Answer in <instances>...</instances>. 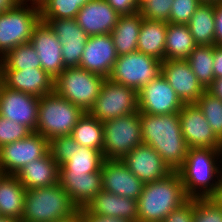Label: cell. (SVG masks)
<instances>
[{
    "mask_svg": "<svg viewBox=\"0 0 222 222\" xmlns=\"http://www.w3.org/2000/svg\"><path fill=\"white\" fill-rule=\"evenodd\" d=\"M140 122L143 144L154 148L171 171H178L183 166L188 151L181 131L179 113H140Z\"/></svg>",
    "mask_w": 222,
    "mask_h": 222,
    "instance_id": "cell-1",
    "label": "cell"
},
{
    "mask_svg": "<svg viewBox=\"0 0 222 222\" xmlns=\"http://www.w3.org/2000/svg\"><path fill=\"white\" fill-rule=\"evenodd\" d=\"M220 164L222 165V149L188 148L184 164L178 173L190 199L211 198L215 194L222 178Z\"/></svg>",
    "mask_w": 222,
    "mask_h": 222,
    "instance_id": "cell-2",
    "label": "cell"
},
{
    "mask_svg": "<svg viewBox=\"0 0 222 222\" xmlns=\"http://www.w3.org/2000/svg\"><path fill=\"white\" fill-rule=\"evenodd\" d=\"M189 199L178 171H172L160 180L144 183L137 199L138 222H163L169 213Z\"/></svg>",
    "mask_w": 222,
    "mask_h": 222,
    "instance_id": "cell-3",
    "label": "cell"
},
{
    "mask_svg": "<svg viewBox=\"0 0 222 222\" xmlns=\"http://www.w3.org/2000/svg\"><path fill=\"white\" fill-rule=\"evenodd\" d=\"M79 210L59 183L27 189L21 222H57Z\"/></svg>",
    "mask_w": 222,
    "mask_h": 222,
    "instance_id": "cell-4",
    "label": "cell"
},
{
    "mask_svg": "<svg viewBox=\"0 0 222 222\" xmlns=\"http://www.w3.org/2000/svg\"><path fill=\"white\" fill-rule=\"evenodd\" d=\"M84 113L53 91L40 97L35 132L49 141L57 136L70 135Z\"/></svg>",
    "mask_w": 222,
    "mask_h": 222,
    "instance_id": "cell-5",
    "label": "cell"
},
{
    "mask_svg": "<svg viewBox=\"0 0 222 222\" xmlns=\"http://www.w3.org/2000/svg\"><path fill=\"white\" fill-rule=\"evenodd\" d=\"M29 4L22 1L15 8L0 13V59L16 46L30 42L41 16L39 3L30 1Z\"/></svg>",
    "mask_w": 222,
    "mask_h": 222,
    "instance_id": "cell-6",
    "label": "cell"
},
{
    "mask_svg": "<svg viewBox=\"0 0 222 222\" xmlns=\"http://www.w3.org/2000/svg\"><path fill=\"white\" fill-rule=\"evenodd\" d=\"M105 79L81 67H69L54 80V91L84 112H88L99 96Z\"/></svg>",
    "mask_w": 222,
    "mask_h": 222,
    "instance_id": "cell-7",
    "label": "cell"
},
{
    "mask_svg": "<svg viewBox=\"0 0 222 222\" xmlns=\"http://www.w3.org/2000/svg\"><path fill=\"white\" fill-rule=\"evenodd\" d=\"M103 128L104 159L121 160L136 146L143 144L139 111L104 121Z\"/></svg>",
    "mask_w": 222,
    "mask_h": 222,
    "instance_id": "cell-8",
    "label": "cell"
},
{
    "mask_svg": "<svg viewBox=\"0 0 222 222\" xmlns=\"http://www.w3.org/2000/svg\"><path fill=\"white\" fill-rule=\"evenodd\" d=\"M162 61L141 52L118 56L108 79L139 91L161 74Z\"/></svg>",
    "mask_w": 222,
    "mask_h": 222,
    "instance_id": "cell-9",
    "label": "cell"
},
{
    "mask_svg": "<svg viewBox=\"0 0 222 222\" xmlns=\"http://www.w3.org/2000/svg\"><path fill=\"white\" fill-rule=\"evenodd\" d=\"M138 112V91L106 78L88 113L101 122Z\"/></svg>",
    "mask_w": 222,
    "mask_h": 222,
    "instance_id": "cell-10",
    "label": "cell"
},
{
    "mask_svg": "<svg viewBox=\"0 0 222 222\" xmlns=\"http://www.w3.org/2000/svg\"><path fill=\"white\" fill-rule=\"evenodd\" d=\"M49 140L36 132L0 148V166L5 175H16L26 164L49 153Z\"/></svg>",
    "mask_w": 222,
    "mask_h": 222,
    "instance_id": "cell-11",
    "label": "cell"
},
{
    "mask_svg": "<svg viewBox=\"0 0 222 222\" xmlns=\"http://www.w3.org/2000/svg\"><path fill=\"white\" fill-rule=\"evenodd\" d=\"M184 103L160 74L138 91V111L152 115L179 113Z\"/></svg>",
    "mask_w": 222,
    "mask_h": 222,
    "instance_id": "cell-12",
    "label": "cell"
},
{
    "mask_svg": "<svg viewBox=\"0 0 222 222\" xmlns=\"http://www.w3.org/2000/svg\"><path fill=\"white\" fill-rule=\"evenodd\" d=\"M40 97L5 87L0 83V116L36 131Z\"/></svg>",
    "mask_w": 222,
    "mask_h": 222,
    "instance_id": "cell-13",
    "label": "cell"
},
{
    "mask_svg": "<svg viewBox=\"0 0 222 222\" xmlns=\"http://www.w3.org/2000/svg\"><path fill=\"white\" fill-rule=\"evenodd\" d=\"M181 131L188 148L222 149L202 111L195 103L184 104L179 112Z\"/></svg>",
    "mask_w": 222,
    "mask_h": 222,
    "instance_id": "cell-14",
    "label": "cell"
},
{
    "mask_svg": "<svg viewBox=\"0 0 222 222\" xmlns=\"http://www.w3.org/2000/svg\"><path fill=\"white\" fill-rule=\"evenodd\" d=\"M161 74L184 104L195 103L205 91L187 60L162 61Z\"/></svg>",
    "mask_w": 222,
    "mask_h": 222,
    "instance_id": "cell-15",
    "label": "cell"
},
{
    "mask_svg": "<svg viewBox=\"0 0 222 222\" xmlns=\"http://www.w3.org/2000/svg\"><path fill=\"white\" fill-rule=\"evenodd\" d=\"M117 58L110 34L88 36L79 67L108 78Z\"/></svg>",
    "mask_w": 222,
    "mask_h": 222,
    "instance_id": "cell-16",
    "label": "cell"
},
{
    "mask_svg": "<svg viewBox=\"0 0 222 222\" xmlns=\"http://www.w3.org/2000/svg\"><path fill=\"white\" fill-rule=\"evenodd\" d=\"M30 43L39 55L41 68L54 80L65 69L62 58V45L58 37L43 21L34 27Z\"/></svg>",
    "mask_w": 222,
    "mask_h": 222,
    "instance_id": "cell-17",
    "label": "cell"
},
{
    "mask_svg": "<svg viewBox=\"0 0 222 222\" xmlns=\"http://www.w3.org/2000/svg\"><path fill=\"white\" fill-rule=\"evenodd\" d=\"M49 25L62 45L65 68L79 67L88 35L78 25L76 19L41 20Z\"/></svg>",
    "mask_w": 222,
    "mask_h": 222,
    "instance_id": "cell-18",
    "label": "cell"
},
{
    "mask_svg": "<svg viewBox=\"0 0 222 222\" xmlns=\"http://www.w3.org/2000/svg\"><path fill=\"white\" fill-rule=\"evenodd\" d=\"M121 161L143 183L160 180L172 172L160 154L145 144L136 146Z\"/></svg>",
    "mask_w": 222,
    "mask_h": 222,
    "instance_id": "cell-19",
    "label": "cell"
},
{
    "mask_svg": "<svg viewBox=\"0 0 222 222\" xmlns=\"http://www.w3.org/2000/svg\"><path fill=\"white\" fill-rule=\"evenodd\" d=\"M102 189L118 196L137 200L144 183L118 159H105L101 167Z\"/></svg>",
    "mask_w": 222,
    "mask_h": 222,
    "instance_id": "cell-20",
    "label": "cell"
},
{
    "mask_svg": "<svg viewBox=\"0 0 222 222\" xmlns=\"http://www.w3.org/2000/svg\"><path fill=\"white\" fill-rule=\"evenodd\" d=\"M83 215H97L138 222L137 200L101 190L89 204L80 209Z\"/></svg>",
    "mask_w": 222,
    "mask_h": 222,
    "instance_id": "cell-21",
    "label": "cell"
},
{
    "mask_svg": "<svg viewBox=\"0 0 222 222\" xmlns=\"http://www.w3.org/2000/svg\"><path fill=\"white\" fill-rule=\"evenodd\" d=\"M119 16L106 0H91L79 10L76 20L88 36H93L110 34Z\"/></svg>",
    "mask_w": 222,
    "mask_h": 222,
    "instance_id": "cell-22",
    "label": "cell"
},
{
    "mask_svg": "<svg viewBox=\"0 0 222 222\" xmlns=\"http://www.w3.org/2000/svg\"><path fill=\"white\" fill-rule=\"evenodd\" d=\"M1 83L7 88L38 97L54 91V79L42 68L1 70Z\"/></svg>",
    "mask_w": 222,
    "mask_h": 222,
    "instance_id": "cell-23",
    "label": "cell"
},
{
    "mask_svg": "<svg viewBox=\"0 0 222 222\" xmlns=\"http://www.w3.org/2000/svg\"><path fill=\"white\" fill-rule=\"evenodd\" d=\"M59 184L79 208H85L102 190V173L59 172Z\"/></svg>",
    "mask_w": 222,
    "mask_h": 222,
    "instance_id": "cell-24",
    "label": "cell"
},
{
    "mask_svg": "<svg viewBox=\"0 0 222 222\" xmlns=\"http://www.w3.org/2000/svg\"><path fill=\"white\" fill-rule=\"evenodd\" d=\"M59 165L51 153L25 165L15 176L25 189L49 187L59 183Z\"/></svg>",
    "mask_w": 222,
    "mask_h": 222,
    "instance_id": "cell-25",
    "label": "cell"
},
{
    "mask_svg": "<svg viewBox=\"0 0 222 222\" xmlns=\"http://www.w3.org/2000/svg\"><path fill=\"white\" fill-rule=\"evenodd\" d=\"M143 16L140 12L120 15L110 33L118 56L137 51V43Z\"/></svg>",
    "mask_w": 222,
    "mask_h": 222,
    "instance_id": "cell-26",
    "label": "cell"
},
{
    "mask_svg": "<svg viewBox=\"0 0 222 222\" xmlns=\"http://www.w3.org/2000/svg\"><path fill=\"white\" fill-rule=\"evenodd\" d=\"M168 22L143 18L139 32L137 51L165 60V41Z\"/></svg>",
    "mask_w": 222,
    "mask_h": 222,
    "instance_id": "cell-27",
    "label": "cell"
},
{
    "mask_svg": "<svg viewBox=\"0 0 222 222\" xmlns=\"http://www.w3.org/2000/svg\"><path fill=\"white\" fill-rule=\"evenodd\" d=\"M26 189L15 175L0 179V216L21 220Z\"/></svg>",
    "mask_w": 222,
    "mask_h": 222,
    "instance_id": "cell-28",
    "label": "cell"
},
{
    "mask_svg": "<svg viewBox=\"0 0 222 222\" xmlns=\"http://www.w3.org/2000/svg\"><path fill=\"white\" fill-rule=\"evenodd\" d=\"M197 44L187 24L168 23L165 41V60H186Z\"/></svg>",
    "mask_w": 222,
    "mask_h": 222,
    "instance_id": "cell-29",
    "label": "cell"
},
{
    "mask_svg": "<svg viewBox=\"0 0 222 222\" xmlns=\"http://www.w3.org/2000/svg\"><path fill=\"white\" fill-rule=\"evenodd\" d=\"M187 25L197 45H215V3H201Z\"/></svg>",
    "mask_w": 222,
    "mask_h": 222,
    "instance_id": "cell-30",
    "label": "cell"
},
{
    "mask_svg": "<svg viewBox=\"0 0 222 222\" xmlns=\"http://www.w3.org/2000/svg\"><path fill=\"white\" fill-rule=\"evenodd\" d=\"M104 160L101 151L79 145L75 141L71 158L59 167V172H101Z\"/></svg>",
    "mask_w": 222,
    "mask_h": 222,
    "instance_id": "cell-31",
    "label": "cell"
},
{
    "mask_svg": "<svg viewBox=\"0 0 222 222\" xmlns=\"http://www.w3.org/2000/svg\"><path fill=\"white\" fill-rule=\"evenodd\" d=\"M70 136L79 144L103 151V122L85 112L73 128Z\"/></svg>",
    "mask_w": 222,
    "mask_h": 222,
    "instance_id": "cell-32",
    "label": "cell"
},
{
    "mask_svg": "<svg viewBox=\"0 0 222 222\" xmlns=\"http://www.w3.org/2000/svg\"><path fill=\"white\" fill-rule=\"evenodd\" d=\"M186 60L199 83L207 90L215 79L214 45H197Z\"/></svg>",
    "mask_w": 222,
    "mask_h": 222,
    "instance_id": "cell-33",
    "label": "cell"
},
{
    "mask_svg": "<svg viewBox=\"0 0 222 222\" xmlns=\"http://www.w3.org/2000/svg\"><path fill=\"white\" fill-rule=\"evenodd\" d=\"M28 68H41L39 55L30 42L16 46L0 59L1 70Z\"/></svg>",
    "mask_w": 222,
    "mask_h": 222,
    "instance_id": "cell-34",
    "label": "cell"
},
{
    "mask_svg": "<svg viewBox=\"0 0 222 222\" xmlns=\"http://www.w3.org/2000/svg\"><path fill=\"white\" fill-rule=\"evenodd\" d=\"M91 0H40L41 20L76 19L79 10Z\"/></svg>",
    "mask_w": 222,
    "mask_h": 222,
    "instance_id": "cell-35",
    "label": "cell"
},
{
    "mask_svg": "<svg viewBox=\"0 0 222 222\" xmlns=\"http://www.w3.org/2000/svg\"><path fill=\"white\" fill-rule=\"evenodd\" d=\"M195 104L204 114L215 136L222 142V101L205 90Z\"/></svg>",
    "mask_w": 222,
    "mask_h": 222,
    "instance_id": "cell-36",
    "label": "cell"
},
{
    "mask_svg": "<svg viewBox=\"0 0 222 222\" xmlns=\"http://www.w3.org/2000/svg\"><path fill=\"white\" fill-rule=\"evenodd\" d=\"M193 222H222V208L211 198H194Z\"/></svg>",
    "mask_w": 222,
    "mask_h": 222,
    "instance_id": "cell-37",
    "label": "cell"
},
{
    "mask_svg": "<svg viewBox=\"0 0 222 222\" xmlns=\"http://www.w3.org/2000/svg\"><path fill=\"white\" fill-rule=\"evenodd\" d=\"M174 0H144L140 4L143 18L169 22V13Z\"/></svg>",
    "mask_w": 222,
    "mask_h": 222,
    "instance_id": "cell-38",
    "label": "cell"
},
{
    "mask_svg": "<svg viewBox=\"0 0 222 222\" xmlns=\"http://www.w3.org/2000/svg\"><path fill=\"white\" fill-rule=\"evenodd\" d=\"M201 3L200 0H174L169 13L168 23L188 24Z\"/></svg>",
    "mask_w": 222,
    "mask_h": 222,
    "instance_id": "cell-39",
    "label": "cell"
},
{
    "mask_svg": "<svg viewBox=\"0 0 222 222\" xmlns=\"http://www.w3.org/2000/svg\"><path fill=\"white\" fill-rule=\"evenodd\" d=\"M32 132L24 125L0 116V148L26 138Z\"/></svg>",
    "mask_w": 222,
    "mask_h": 222,
    "instance_id": "cell-40",
    "label": "cell"
},
{
    "mask_svg": "<svg viewBox=\"0 0 222 222\" xmlns=\"http://www.w3.org/2000/svg\"><path fill=\"white\" fill-rule=\"evenodd\" d=\"M75 140L70 135L57 136L49 141V152L54 161L61 166L71 158Z\"/></svg>",
    "mask_w": 222,
    "mask_h": 222,
    "instance_id": "cell-41",
    "label": "cell"
},
{
    "mask_svg": "<svg viewBox=\"0 0 222 222\" xmlns=\"http://www.w3.org/2000/svg\"><path fill=\"white\" fill-rule=\"evenodd\" d=\"M163 222H193V199L169 213Z\"/></svg>",
    "mask_w": 222,
    "mask_h": 222,
    "instance_id": "cell-42",
    "label": "cell"
},
{
    "mask_svg": "<svg viewBox=\"0 0 222 222\" xmlns=\"http://www.w3.org/2000/svg\"><path fill=\"white\" fill-rule=\"evenodd\" d=\"M106 2L119 15H131L140 12V3L138 0H106Z\"/></svg>",
    "mask_w": 222,
    "mask_h": 222,
    "instance_id": "cell-43",
    "label": "cell"
},
{
    "mask_svg": "<svg viewBox=\"0 0 222 222\" xmlns=\"http://www.w3.org/2000/svg\"><path fill=\"white\" fill-rule=\"evenodd\" d=\"M215 45L222 46V2L215 3Z\"/></svg>",
    "mask_w": 222,
    "mask_h": 222,
    "instance_id": "cell-44",
    "label": "cell"
},
{
    "mask_svg": "<svg viewBox=\"0 0 222 222\" xmlns=\"http://www.w3.org/2000/svg\"><path fill=\"white\" fill-rule=\"evenodd\" d=\"M214 76L222 77V46L214 45Z\"/></svg>",
    "mask_w": 222,
    "mask_h": 222,
    "instance_id": "cell-45",
    "label": "cell"
},
{
    "mask_svg": "<svg viewBox=\"0 0 222 222\" xmlns=\"http://www.w3.org/2000/svg\"><path fill=\"white\" fill-rule=\"evenodd\" d=\"M85 222H130L128 220L97 215H83Z\"/></svg>",
    "mask_w": 222,
    "mask_h": 222,
    "instance_id": "cell-46",
    "label": "cell"
},
{
    "mask_svg": "<svg viewBox=\"0 0 222 222\" xmlns=\"http://www.w3.org/2000/svg\"><path fill=\"white\" fill-rule=\"evenodd\" d=\"M207 90L222 101V77L214 79Z\"/></svg>",
    "mask_w": 222,
    "mask_h": 222,
    "instance_id": "cell-47",
    "label": "cell"
},
{
    "mask_svg": "<svg viewBox=\"0 0 222 222\" xmlns=\"http://www.w3.org/2000/svg\"><path fill=\"white\" fill-rule=\"evenodd\" d=\"M22 0H0V13L15 8Z\"/></svg>",
    "mask_w": 222,
    "mask_h": 222,
    "instance_id": "cell-48",
    "label": "cell"
},
{
    "mask_svg": "<svg viewBox=\"0 0 222 222\" xmlns=\"http://www.w3.org/2000/svg\"><path fill=\"white\" fill-rule=\"evenodd\" d=\"M211 199L222 208V178L219 182V186L217 187L215 194L211 197Z\"/></svg>",
    "mask_w": 222,
    "mask_h": 222,
    "instance_id": "cell-49",
    "label": "cell"
},
{
    "mask_svg": "<svg viewBox=\"0 0 222 222\" xmlns=\"http://www.w3.org/2000/svg\"><path fill=\"white\" fill-rule=\"evenodd\" d=\"M57 222H85V220H84L82 211L79 210L72 217H68L66 219H62V220H59Z\"/></svg>",
    "mask_w": 222,
    "mask_h": 222,
    "instance_id": "cell-50",
    "label": "cell"
},
{
    "mask_svg": "<svg viewBox=\"0 0 222 222\" xmlns=\"http://www.w3.org/2000/svg\"><path fill=\"white\" fill-rule=\"evenodd\" d=\"M0 222H21V220L0 216Z\"/></svg>",
    "mask_w": 222,
    "mask_h": 222,
    "instance_id": "cell-51",
    "label": "cell"
},
{
    "mask_svg": "<svg viewBox=\"0 0 222 222\" xmlns=\"http://www.w3.org/2000/svg\"><path fill=\"white\" fill-rule=\"evenodd\" d=\"M202 3H219L222 0H200Z\"/></svg>",
    "mask_w": 222,
    "mask_h": 222,
    "instance_id": "cell-52",
    "label": "cell"
},
{
    "mask_svg": "<svg viewBox=\"0 0 222 222\" xmlns=\"http://www.w3.org/2000/svg\"><path fill=\"white\" fill-rule=\"evenodd\" d=\"M3 175H4V172H3V170H2V168L0 166V179L2 178Z\"/></svg>",
    "mask_w": 222,
    "mask_h": 222,
    "instance_id": "cell-53",
    "label": "cell"
},
{
    "mask_svg": "<svg viewBox=\"0 0 222 222\" xmlns=\"http://www.w3.org/2000/svg\"><path fill=\"white\" fill-rule=\"evenodd\" d=\"M22 1H27V2H30V1L39 2L40 0H22Z\"/></svg>",
    "mask_w": 222,
    "mask_h": 222,
    "instance_id": "cell-54",
    "label": "cell"
}]
</instances>
